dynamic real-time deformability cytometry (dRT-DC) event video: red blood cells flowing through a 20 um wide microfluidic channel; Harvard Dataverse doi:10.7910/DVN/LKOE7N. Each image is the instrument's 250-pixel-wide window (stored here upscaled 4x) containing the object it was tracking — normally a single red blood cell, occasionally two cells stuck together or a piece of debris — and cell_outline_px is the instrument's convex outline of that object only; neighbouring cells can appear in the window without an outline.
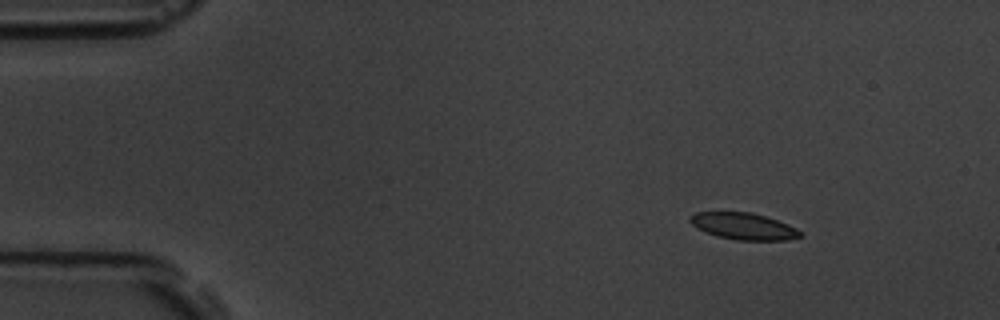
{"species": "common noctule bat (a hibernating species)", "species_latin": "Nyctalus noctula", "temperature_condition": "room temperature", "stored_images_in_passage": 8, "camera_frame_rate_fps": 3000, "um_per_image_px": 0.085, "animal": {"sex": "male", "body_mass_g": 19.5, "forearm_length_mm": 54.6}, "frame": {"image": 1, "passage_image": 2, "time_ms": 1.0, "image_size_px": [1000, 320], "cell_outline_px": [[804, 236], [788, 240], [736, 240], [716, 236], [696, 228], [688, 220], [688, 216], [696, 212], [752, 212], [788, 224], [804, 232]], "centroid_in_image_um": [63.21, 19.23], "position_along_channel_um": 21.8, "area_um2": 17.34}}
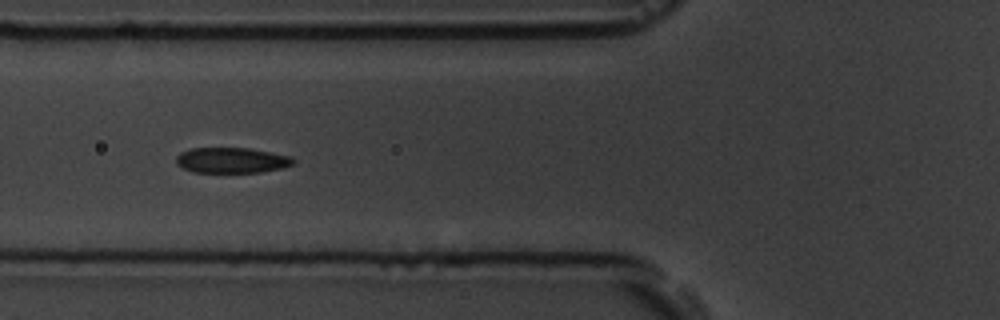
{"frame": {"image": 2, "passage_image": 6, "time_ms": 5.667, "image_size_px": [1000, 320], "cell_outline_px": [[296, 160], [292, 164], [284, 168], [260, 172], [192, 172], [176, 164], [176, 156], [180, 152], [188, 148], [248, 148], [292, 156]], "centroid_in_image_um": [19.69, 13.62], "position_along_channel_um": 106.1, "area_um2": 17.51}}
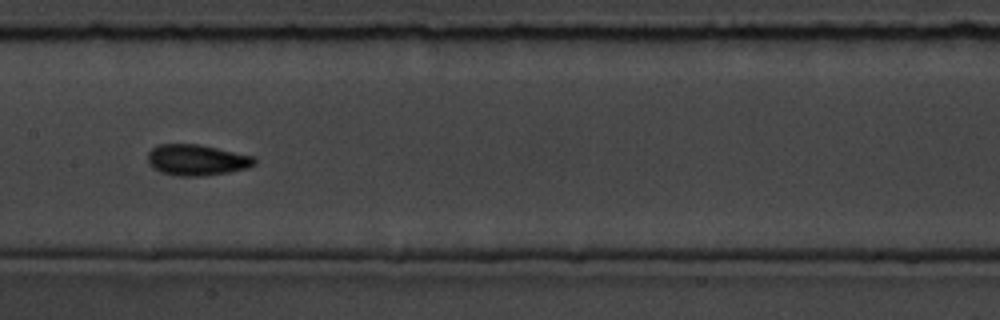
{"frame": {"image": 3, "passage_image": 8, "time_ms": 8.0, "image_size_px": [1000, 320], "cell_outline_px": [[256, 164], [248, 168], [228, 172], [200, 176], [176, 176], [160, 172], [152, 168], [148, 164], [148, 152], [152, 148], [160, 144], [196, 144], [256, 156]], "centroid_in_image_um": [16.72, 13.6], "position_along_channel_um": 190.7, "area_um2": 19.36}}